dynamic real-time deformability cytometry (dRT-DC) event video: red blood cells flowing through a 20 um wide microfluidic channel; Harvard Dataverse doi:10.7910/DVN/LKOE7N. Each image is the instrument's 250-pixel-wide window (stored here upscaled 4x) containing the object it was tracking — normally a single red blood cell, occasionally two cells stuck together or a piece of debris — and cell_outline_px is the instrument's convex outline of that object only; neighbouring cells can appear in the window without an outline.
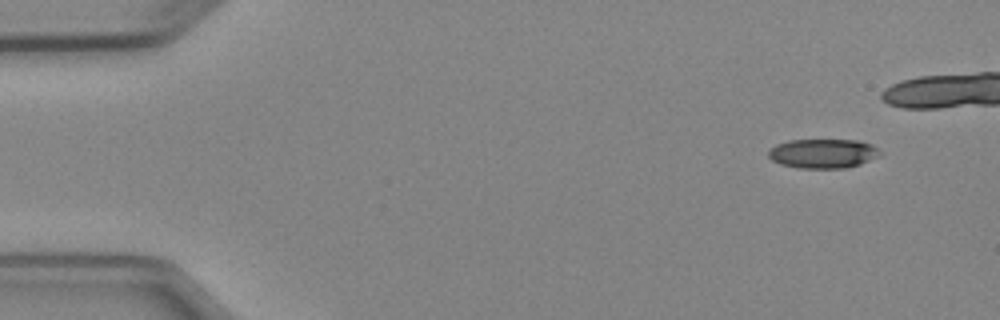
{"species": "Egyptian fruit bat (a non-hibernating species)", "species_latin": "Rousettus aegyptiacus", "temperature_condition": "cold", "stored_images_in_passage": 5, "camera_frame_rate_fps": 3000, "um_per_image_px": 0.085, "animal": {"sex": "female"}, "frame": {"image": 1, "passage_image": 1, "time_ms": 0.0, "image_size_px": [1000, 320], "cell_outline_px": [[880, 152], [876, 156], [860, 164], [844, 168], [800, 168], [780, 164], [772, 160], [768, 156], [768, 152], [776, 144], [788, 140], [860, 140], [872, 144]], "centroid_in_image_um": [69.92, 13.04], "position_along_channel_um": 15.1, "area_um2": 18.9}}